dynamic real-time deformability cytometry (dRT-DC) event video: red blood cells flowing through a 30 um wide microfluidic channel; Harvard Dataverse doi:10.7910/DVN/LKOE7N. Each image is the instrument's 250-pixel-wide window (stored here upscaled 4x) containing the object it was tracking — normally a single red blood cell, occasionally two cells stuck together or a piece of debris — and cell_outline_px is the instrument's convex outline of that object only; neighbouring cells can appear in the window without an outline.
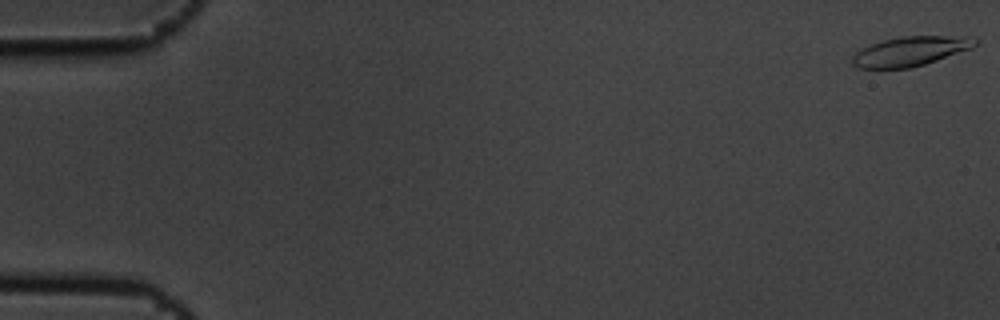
{"species": "common noctule bat (a hibernating species)", "species_latin": "Nyctalus noctula", "temperature_condition": "cold", "stored_images_in_passage": 7, "segment_of_instrument_passage": [1, 2], "camera_frame_rate_fps": 3000, "um_per_image_px": 0.085, "animal": {"sex": "male", "body_mass_g": 19.5, "forearm_length_mm": 54.6}, "frame": {"image": 1, "passage_image": 1, "time_ms": 0.0, "image_size_px": [1000, 320], "cell_outline_px": [[976, 44], [972, 48], [924, 64], [908, 68], [860, 68], [852, 64], [852, 56], [856, 52], [872, 44], [884, 40], [900, 36], [968, 36], [976, 40]], "centroid_in_image_um": [77.38, 4.35], "position_along_channel_um": 7.6, "area_um2": 20.75}}
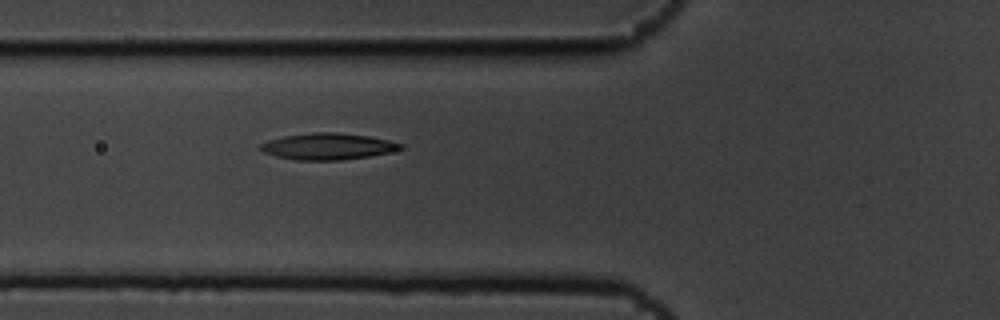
{"frame": {"image": 2, "passage_image": 6, "time_ms": 1.667, "image_size_px": [1000, 320], "cell_outline_px": [[404, 148], [388, 152], [368, 156], [340, 160], [296, 160], [276, 156], [264, 152], [260, 148], [260, 144], [268, 140], [284, 136], [312, 132], [336, 132], [368, 136], [388, 140], [404, 144]], "centroid_in_image_um": [27.86, 12.44], "position_along_channel_um": 97.9, "area_um2": 21.44}}